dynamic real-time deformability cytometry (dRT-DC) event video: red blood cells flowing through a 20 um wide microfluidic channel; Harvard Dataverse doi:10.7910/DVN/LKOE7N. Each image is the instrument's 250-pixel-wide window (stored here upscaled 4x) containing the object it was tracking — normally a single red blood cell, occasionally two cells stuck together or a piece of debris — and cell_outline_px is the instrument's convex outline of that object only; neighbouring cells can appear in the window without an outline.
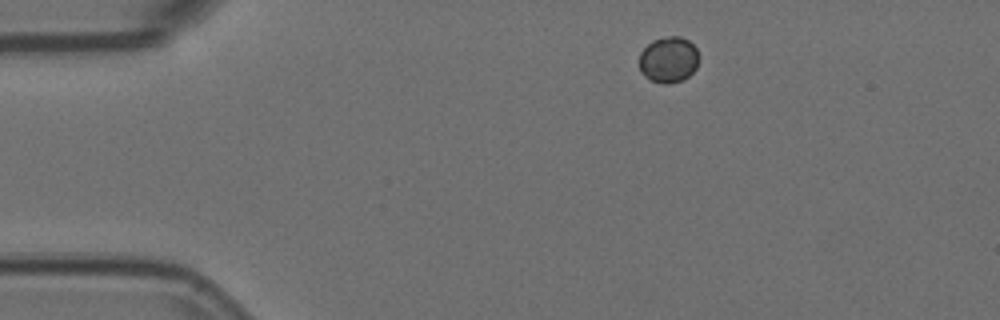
{"species": "Egyptian fruit bat (a non-hibernating species)", "species_latin": "Rousettus aegyptiacus", "temperature_condition": "room temperature", "stored_images_in_passage": 2, "camera_frame_rate_fps": 3000, "um_per_image_px": 0.085, "animal": {"sex": "female"}, "frame": {"image": 1, "passage_image": 2, "time_ms": 0.333, "image_size_px": [1000, 320], "cell_outline_px": [[700, 56], [696, 68], [684, 80], [668, 84], [664, 84], [652, 80], [644, 76], [640, 72], [640, 52], [652, 40], [668, 36], [680, 36], [688, 40], [696, 48]], "centroid_in_image_um": [56.84, 5.07], "position_along_channel_um": 28.2, "area_um2": 16.13}}